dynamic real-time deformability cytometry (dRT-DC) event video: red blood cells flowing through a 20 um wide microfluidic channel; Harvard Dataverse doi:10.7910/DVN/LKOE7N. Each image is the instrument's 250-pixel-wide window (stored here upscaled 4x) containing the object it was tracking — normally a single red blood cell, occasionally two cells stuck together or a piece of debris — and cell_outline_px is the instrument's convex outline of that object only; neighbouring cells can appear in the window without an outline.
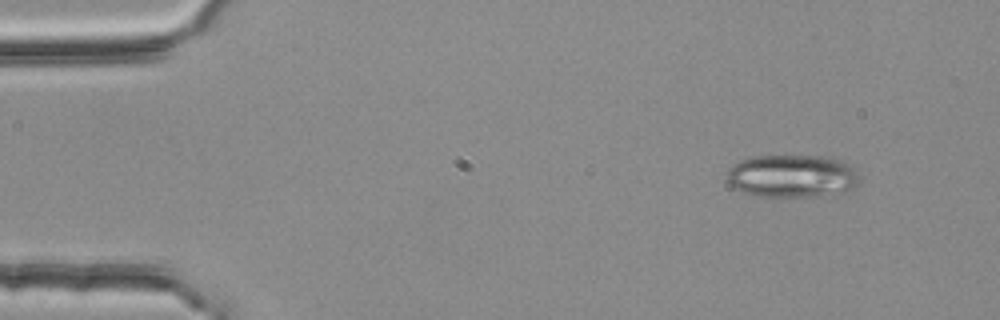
{"species": "common noctule bat (a hibernating species)", "species_latin": "Nyctalus noctula", "temperature_condition": "room temperature", "stored_images_in_passage": 5, "camera_frame_rate_fps": 3000, "um_per_image_px": 0.085, "animal": {"sex": "female", "body_mass_g": 25.1}, "frame": {"image": 1, "passage_image": 2, "time_ms": 0.333, "image_size_px": [1000, 320], "cell_outline_px": [[856, 184], [852, 188], [844, 192], [820, 196], [760, 196], [744, 192], [728, 184], [724, 176], [724, 172], [728, 168], [740, 160], [756, 156], [832, 156], [844, 160], [852, 164], [856, 172]], "centroid_in_image_um": [67.3, 14.94], "position_along_channel_um": 17.7, "area_um2": 33.35}}